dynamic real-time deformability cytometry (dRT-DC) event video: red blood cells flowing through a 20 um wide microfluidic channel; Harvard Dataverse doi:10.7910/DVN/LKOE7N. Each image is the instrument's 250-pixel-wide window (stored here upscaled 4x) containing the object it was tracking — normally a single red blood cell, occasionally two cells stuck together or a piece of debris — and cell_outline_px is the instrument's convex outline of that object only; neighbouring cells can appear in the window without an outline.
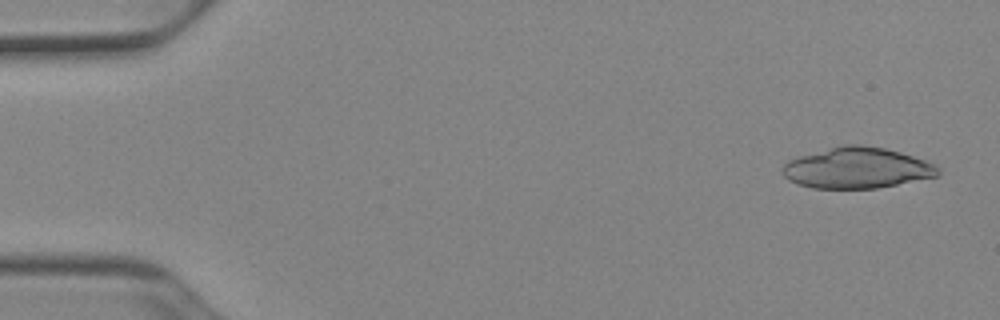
{"species": "Egyptian fruit bat (a non-hibernating species)", "species_latin": "Rousettus aegyptiacus", "temperature_condition": "cold", "stored_images_in_passage": 49, "camera_frame_rate_fps": 3000, "um_per_image_px": 0.085, "animal": {"sex": "female"}, "frame": {"image": 1, "passage_image": 1, "time_ms": 0.0, "image_size_px": [1000, 320], "cell_outline_px": [[940, 172], [936, 176], [876, 188], [812, 188], [796, 184], [788, 180], [780, 172], [784, 164], [788, 160], [800, 156], [844, 144], [860, 144], [884, 148], [900, 152], [936, 164], [940, 168]], "centroid_in_image_um": [72.81, 14.27], "position_along_channel_um": 12.2, "area_um2": 36.93}}